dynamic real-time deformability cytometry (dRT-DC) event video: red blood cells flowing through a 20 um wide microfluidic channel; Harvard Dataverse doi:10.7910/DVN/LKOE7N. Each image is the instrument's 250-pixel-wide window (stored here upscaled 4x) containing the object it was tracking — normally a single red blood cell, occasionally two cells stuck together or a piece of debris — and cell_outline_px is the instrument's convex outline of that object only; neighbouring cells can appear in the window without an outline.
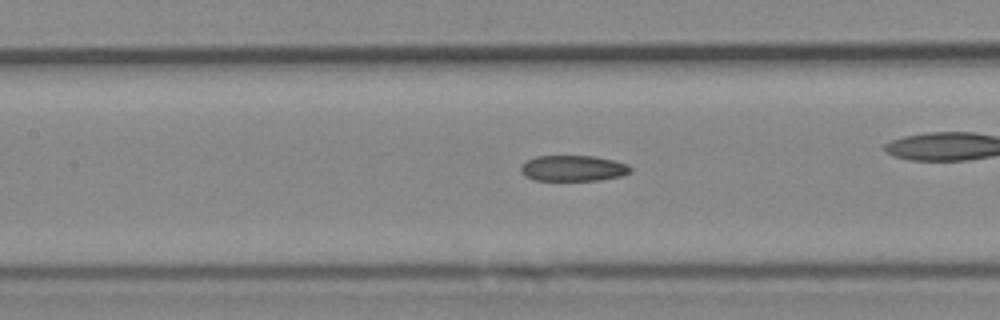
{"species": "Egyptian fruit bat (a non-hibernating species)", "species_latin": "Rousettus aegyptiacus", "temperature_condition": "cold", "stored_images_in_passage": 51, "camera_frame_rate_fps": 3000, "um_per_image_px": 0.085, "animal": {"sex": "female"}, "frame": {"image": 1, "passage_image": 22, "time_ms": 7.0, "image_size_px": [1000, 320], "cell_outline_px": [[632, 172], [624, 176], [600, 180], [532, 180], [524, 176], [520, 172], [520, 164], [524, 160], [536, 156], [596, 156], [628, 164], [632, 168]], "centroid_in_image_um": [48.69, 14.3], "position_along_channel_um": 158.7, "area_um2": 16.88}, "authors_computed_cell_mechanics": {"area_um2": 17.5134, "velocity_mm_per_s": 3.9042, "shape_relaxation_time_tau1_ms": null, "shape_relaxation_time_tau2_ms": 4.4867, "deformation_change_tau1": null, "deformation_change_tau2": 0.1216}}